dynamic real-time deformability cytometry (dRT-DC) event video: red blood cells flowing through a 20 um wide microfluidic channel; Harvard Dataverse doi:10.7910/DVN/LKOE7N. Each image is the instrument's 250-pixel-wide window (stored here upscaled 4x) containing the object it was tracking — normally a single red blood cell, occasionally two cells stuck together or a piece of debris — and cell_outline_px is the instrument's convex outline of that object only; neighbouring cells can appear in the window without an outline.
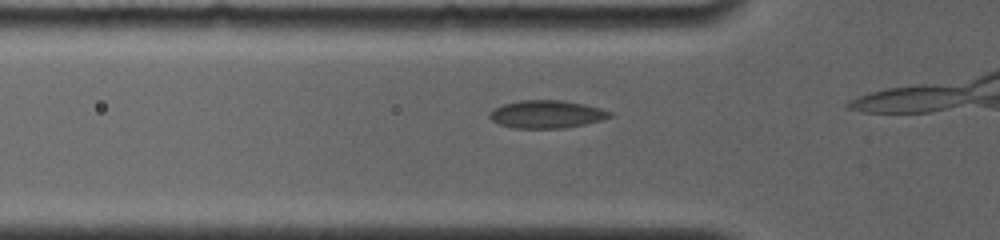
{"species": "common noctule bat (a hibernating species)", "species_latin": "Nyctalus noctula", "temperature_condition": "room temperature", "stored_images_in_passage": 5, "camera_frame_rate_fps": 4000, "um_per_image_px": 0.085, "animal": {"sex": "female", "body_mass_g": 19.0, "forearm_length_mm": 56.7}, "frame": {"image": 1, "passage_image": 3, "time_ms": 0.75, "image_size_px": [1000, 240], "cell_outline_px": [[612, 116], [604, 120], [564, 128], [512, 128], [500, 124], [492, 120], [488, 116], [488, 112], [492, 108], [500, 104], [520, 100], [564, 100], [584, 104], [600, 108], [612, 112]], "centroid_in_image_um": [46.43, 9.7], "position_along_channel_um": 79.4, "area_um2": 19.77}}